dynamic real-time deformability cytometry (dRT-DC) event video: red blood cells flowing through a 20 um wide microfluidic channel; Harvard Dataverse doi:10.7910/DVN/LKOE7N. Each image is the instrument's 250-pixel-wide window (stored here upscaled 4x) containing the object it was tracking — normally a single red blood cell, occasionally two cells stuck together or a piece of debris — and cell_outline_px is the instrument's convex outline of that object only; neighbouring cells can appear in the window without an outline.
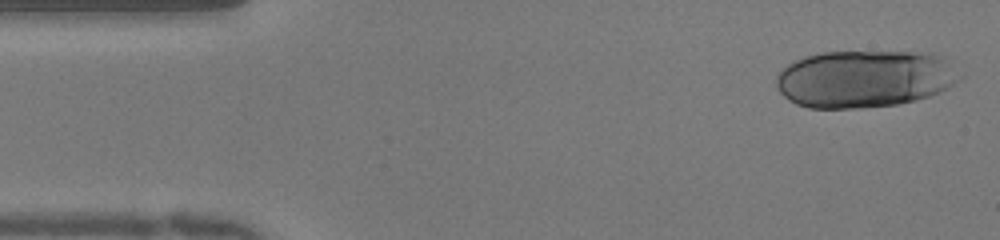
{"species": "human", "species_latin": "Homo sapiens", "temperature_condition": "warm", "stored_images_in_passage": 48, "camera_frame_rate_fps": 3000, "um_per_image_px": 0.085, "donor": {"sex": "female"}, "frame": {"image": 1, "passage_image": 1, "time_ms": 0.0, "image_size_px": [1000, 240], "cell_outline_px": [[964, 76], [948, 88], [940, 92], [916, 100], [900, 104], [860, 108], [808, 108], [796, 104], [788, 100], [780, 92], [776, 84], [776, 76], [792, 60], [804, 56], [824, 52], [912, 52], [940, 56]], "centroid_in_image_um": [73.45, 6.71], "position_along_channel_um": 11.5, "area_um2": 61.38}}
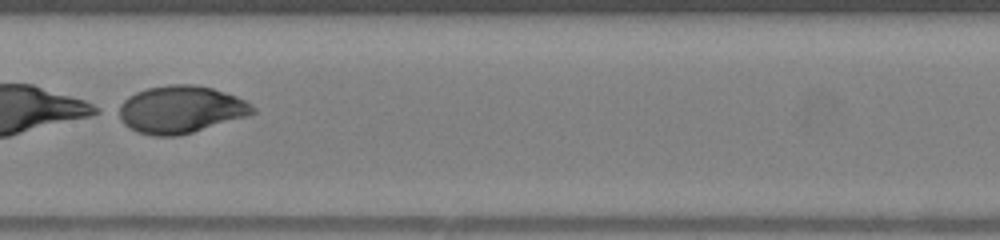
{"frame": {"image": 2, "passage_image": 23, "time_ms": 7.333, "image_size_px": [1000, 240], "cell_outline_px": [[256, 112], [248, 116], [180, 136], [152, 136], [136, 132], [128, 128], [112, 112], [128, 96], [136, 92], [148, 88], [168, 84], [196, 84], [212, 88], [236, 96], [252, 104], [256, 108]], "centroid_in_image_um": [15.3, 9.32], "position_along_channel_um": 192.1, "area_um2": 37.69}}
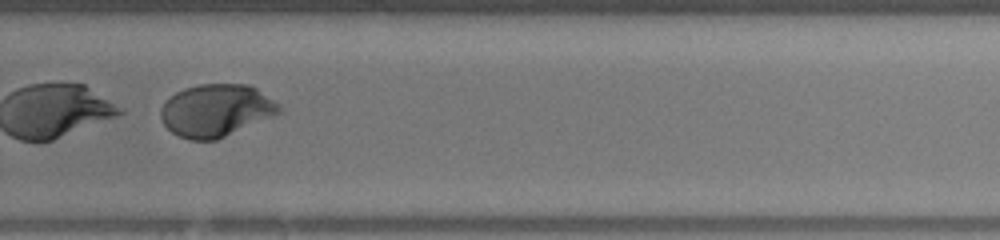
{"frame": {"image": 3, "passage_image": 32, "time_ms": 10.333, "image_size_px": [1000, 240], "cell_outline_px": [[284, 112], [216, 140], [188, 140], [172, 132], [164, 124], [160, 116], [160, 108], [176, 92], [184, 88], [200, 84], [248, 84], [256, 88], [280, 104]], "centroid_in_image_um": [18.4, 9.39], "position_along_channel_um": 311.4, "area_um2": 36.24}}